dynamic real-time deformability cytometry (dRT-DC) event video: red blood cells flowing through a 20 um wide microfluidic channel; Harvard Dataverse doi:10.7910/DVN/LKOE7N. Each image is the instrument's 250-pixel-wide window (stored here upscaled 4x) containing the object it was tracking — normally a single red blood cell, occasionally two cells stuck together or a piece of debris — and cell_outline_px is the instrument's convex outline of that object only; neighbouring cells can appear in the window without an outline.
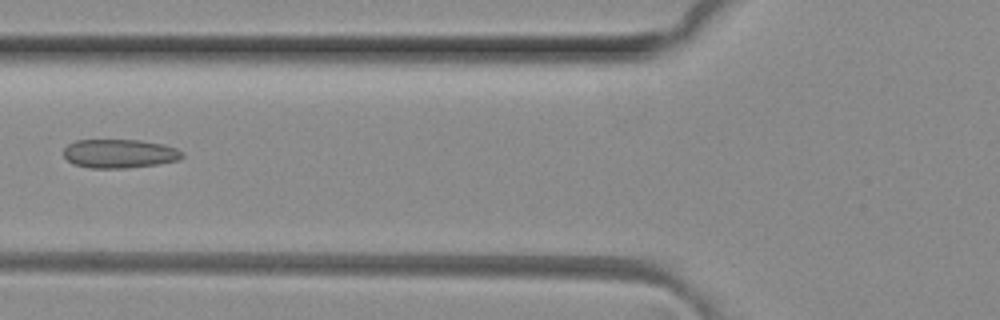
{"species": "common noctule bat (a hibernating species)", "species_latin": "Nyctalus noctula", "temperature_condition": "room temperature", "stored_images_in_passage": 7, "camera_frame_rate_fps": 3000, "um_per_image_px": 0.085, "animal": {"sex": "female", "body_mass_g": 29.2, "forearm_length_mm": 56.3}, "frame": {"image": 1, "passage_image": 6, "time_ms": 1.667, "image_size_px": [1000, 320], "cell_outline_px": [[184, 156], [180, 160], [156, 164], [128, 168], [88, 168], [72, 164], [64, 156], [64, 148], [68, 144], [76, 140], [140, 140], [164, 144], [176, 148], [184, 152]], "centroid_in_image_um": [10.17, 13.06], "position_along_channel_um": 115.6, "area_um2": 20.11}}
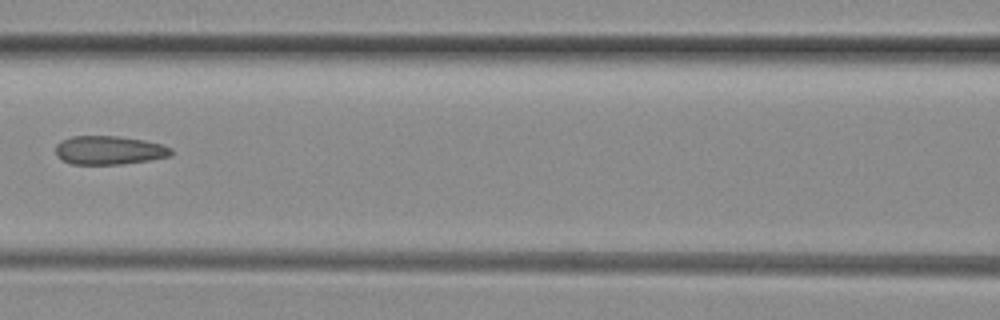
{"frame": {"image": 2, "passage_image": 7, "time_ms": 2.0, "image_size_px": [1000, 320], "cell_outline_px": [[172, 156], [152, 160], [124, 164], [72, 164], [60, 160], [56, 156], [56, 144], [60, 140], [72, 136], [116, 136], [144, 140], [160, 144], [172, 148]], "centroid_in_image_um": [9.26, 12.78], "position_along_channel_um": 157.3, "area_um2": 19.54}}